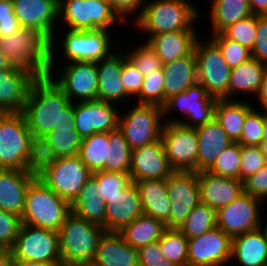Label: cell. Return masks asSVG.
I'll list each match as a JSON object with an SVG mask.
<instances>
[{"label": "cell", "instance_id": "9", "mask_svg": "<svg viewBox=\"0 0 267 266\" xmlns=\"http://www.w3.org/2000/svg\"><path fill=\"white\" fill-rule=\"evenodd\" d=\"M125 107L120 109L118 129L132 150L161 138L165 124L161 106L131 102V106Z\"/></svg>", "mask_w": 267, "mask_h": 266}, {"label": "cell", "instance_id": "56", "mask_svg": "<svg viewBox=\"0 0 267 266\" xmlns=\"http://www.w3.org/2000/svg\"><path fill=\"white\" fill-rule=\"evenodd\" d=\"M113 11L125 23L132 24L141 14L144 0H108ZM130 16V17H129ZM133 19H130L132 18ZM132 20V21H131Z\"/></svg>", "mask_w": 267, "mask_h": 266}, {"label": "cell", "instance_id": "30", "mask_svg": "<svg viewBox=\"0 0 267 266\" xmlns=\"http://www.w3.org/2000/svg\"><path fill=\"white\" fill-rule=\"evenodd\" d=\"M91 266H139L138 251L118 232H105L100 238Z\"/></svg>", "mask_w": 267, "mask_h": 266}, {"label": "cell", "instance_id": "51", "mask_svg": "<svg viewBox=\"0 0 267 266\" xmlns=\"http://www.w3.org/2000/svg\"><path fill=\"white\" fill-rule=\"evenodd\" d=\"M266 163L267 159L259 146H241L240 180L243 182Z\"/></svg>", "mask_w": 267, "mask_h": 266}, {"label": "cell", "instance_id": "3", "mask_svg": "<svg viewBox=\"0 0 267 266\" xmlns=\"http://www.w3.org/2000/svg\"><path fill=\"white\" fill-rule=\"evenodd\" d=\"M200 8L189 0H144L140 16L132 22L146 34L145 42L156 34L195 29L202 20Z\"/></svg>", "mask_w": 267, "mask_h": 266}, {"label": "cell", "instance_id": "11", "mask_svg": "<svg viewBox=\"0 0 267 266\" xmlns=\"http://www.w3.org/2000/svg\"><path fill=\"white\" fill-rule=\"evenodd\" d=\"M32 137L23 112H0V169L25 170Z\"/></svg>", "mask_w": 267, "mask_h": 266}, {"label": "cell", "instance_id": "13", "mask_svg": "<svg viewBox=\"0 0 267 266\" xmlns=\"http://www.w3.org/2000/svg\"><path fill=\"white\" fill-rule=\"evenodd\" d=\"M13 259L62 266L57 231L21 224L12 246Z\"/></svg>", "mask_w": 267, "mask_h": 266}, {"label": "cell", "instance_id": "65", "mask_svg": "<svg viewBox=\"0 0 267 266\" xmlns=\"http://www.w3.org/2000/svg\"><path fill=\"white\" fill-rule=\"evenodd\" d=\"M263 139H267V113L264 112V132Z\"/></svg>", "mask_w": 267, "mask_h": 266}, {"label": "cell", "instance_id": "28", "mask_svg": "<svg viewBox=\"0 0 267 266\" xmlns=\"http://www.w3.org/2000/svg\"><path fill=\"white\" fill-rule=\"evenodd\" d=\"M34 178L25 170L0 169V209L21 217L26 192Z\"/></svg>", "mask_w": 267, "mask_h": 266}, {"label": "cell", "instance_id": "39", "mask_svg": "<svg viewBox=\"0 0 267 266\" xmlns=\"http://www.w3.org/2000/svg\"><path fill=\"white\" fill-rule=\"evenodd\" d=\"M57 159L52 145L45 136H33L30 141L29 156L25 164V171L38 178L48 168L52 167Z\"/></svg>", "mask_w": 267, "mask_h": 266}, {"label": "cell", "instance_id": "35", "mask_svg": "<svg viewBox=\"0 0 267 266\" xmlns=\"http://www.w3.org/2000/svg\"><path fill=\"white\" fill-rule=\"evenodd\" d=\"M209 35L221 33L228 26L252 15L248 0H211Z\"/></svg>", "mask_w": 267, "mask_h": 266}, {"label": "cell", "instance_id": "40", "mask_svg": "<svg viewBox=\"0 0 267 266\" xmlns=\"http://www.w3.org/2000/svg\"><path fill=\"white\" fill-rule=\"evenodd\" d=\"M132 149L123 133L117 129L109 132L105 171L129 173Z\"/></svg>", "mask_w": 267, "mask_h": 266}, {"label": "cell", "instance_id": "49", "mask_svg": "<svg viewBox=\"0 0 267 266\" xmlns=\"http://www.w3.org/2000/svg\"><path fill=\"white\" fill-rule=\"evenodd\" d=\"M209 38L219 47L224 60L230 68L237 67L252 58L251 50L233 40L227 39L222 33L210 35Z\"/></svg>", "mask_w": 267, "mask_h": 266}, {"label": "cell", "instance_id": "20", "mask_svg": "<svg viewBox=\"0 0 267 266\" xmlns=\"http://www.w3.org/2000/svg\"><path fill=\"white\" fill-rule=\"evenodd\" d=\"M21 28L39 32L49 43L58 28L59 0H12Z\"/></svg>", "mask_w": 267, "mask_h": 266}, {"label": "cell", "instance_id": "41", "mask_svg": "<svg viewBox=\"0 0 267 266\" xmlns=\"http://www.w3.org/2000/svg\"><path fill=\"white\" fill-rule=\"evenodd\" d=\"M217 227L216 210L200 203L178 228L188 239L198 237Z\"/></svg>", "mask_w": 267, "mask_h": 266}, {"label": "cell", "instance_id": "44", "mask_svg": "<svg viewBox=\"0 0 267 266\" xmlns=\"http://www.w3.org/2000/svg\"><path fill=\"white\" fill-rule=\"evenodd\" d=\"M92 178L97 183V197L106 204L120 194L132 181L129 173L96 171Z\"/></svg>", "mask_w": 267, "mask_h": 266}, {"label": "cell", "instance_id": "38", "mask_svg": "<svg viewBox=\"0 0 267 266\" xmlns=\"http://www.w3.org/2000/svg\"><path fill=\"white\" fill-rule=\"evenodd\" d=\"M109 132H95L82 140L78 156L93 173L105 171Z\"/></svg>", "mask_w": 267, "mask_h": 266}, {"label": "cell", "instance_id": "12", "mask_svg": "<svg viewBox=\"0 0 267 266\" xmlns=\"http://www.w3.org/2000/svg\"><path fill=\"white\" fill-rule=\"evenodd\" d=\"M202 39L199 37L194 47L198 82L209 96L217 100L228 99L231 68L224 60L219 47L208 37Z\"/></svg>", "mask_w": 267, "mask_h": 266}, {"label": "cell", "instance_id": "18", "mask_svg": "<svg viewBox=\"0 0 267 266\" xmlns=\"http://www.w3.org/2000/svg\"><path fill=\"white\" fill-rule=\"evenodd\" d=\"M232 238L219 227L188 239V266H229Z\"/></svg>", "mask_w": 267, "mask_h": 266}, {"label": "cell", "instance_id": "52", "mask_svg": "<svg viewBox=\"0 0 267 266\" xmlns=\"http://www.w3.org/2000/svg\"><path fill=\"white\" fill-rule=\"evenodd\" d=\"M121 81L125 91L134 99L141 91L144 75L134 66L126 57L125 51L122 49V71Z\"/></svg>", "mask_w": 267, "mask_h": 266}, {"label": "cell", "instance_id": "53", "mask_svg": "<svg viewBox=\"0 0 267 266\" xmlns=\"http://www.w3.org/2000/svg\"><path fill=\"white\" fill-rule=\"evenodd\" d=\"M21 224V217L0 209V247L12 248Z\"/></svg>", "mask_w": 267, "mask_h": 266}, {"label": "cell", "instance_id": "15", "mask_svg": "<svg viewBox=\"0 0 267 266\" xmlns=\"http://www.w3.org/2000/svg\"><path fill=\"white\" fill-rule=\"evenodd\" d=\"M161 140L169 165L174 171L198 173V136L195 128L165 123Z\"/></svg>", "mask_w": 267, "mask_h": 266}, {"label": "cell", "instance_id": "27", "mask_svg": "<svg viewBox=\"0 0 267 266\" xmlns=\"http://www.w3.org/2000/svg\"><path fill=\"white\" fill-rule=\"evenodd\" d=\"M197 30H181L175 32L156 34L146 42L161 59L162 63L172 62L176 59L191 55L197 39L201 36Z\"/></svg>", "mask_w": 267, "mask_h": 266}, {"label": "cell", "instance_id": "24", "mask_svg": "<svg viewBox=\"0 0 267 266\" xmlns=\"http://www.w3.org/2000/svg\"><path fill=\"white\" fill-rule=\"evenodd\" d=\"M201 203L218 210L232 203L244 193L243 182L232 177H224L202 171L198 173Z\"/></svg>", "mask_w": 267, "mask_h": 266}, {"label": "cell", "instance_id": "14", "mask_svg": "<svg viewBox=\"0 0 267 266\" xmlns=\"http://www.w3.org/2000/svg\"><path fill=\"white\" fill-rule=\"evenodd\" d=\"M263 201L243 193L232 203L216 211L217 227L231 238L263 226ZM264 210V211H262ZM262 214V215H261Z\"/></svg>", "mask_w": 267, "mask_h": 266}, {"label": "cell", "instance_id": "25", "mask_svg": "<svg viewBox=\"0 0 267 266\" xmlns=\"http://www.w3.org/2000/svg\"><path fill=\"white\" fill-rule=\"evenodd\" d=\"M233 261L237 266H267V230L264 226L232 238L229 266H233Z\"/></svg>", "mask_w": 267, "mask_h": 266}, {"label": "cell", "instance_id": "34", "mask_svg": "<svg viewBox=\"0 0 267 266\" xmlns=\"http://www.w3.org/2000/svg\"><path fill=\"white\" fill-rule=\"evenodd\" d=\"M253 108L254 105L250 98L247 100L219 99L215 103L214 119L221 125L230 139L237 142L240 139L247 114Z\"/></svg>", "mask_w": 267, "mask_h": 266}, {"label": "cell", "instance_id": "2", "mask_svg": "<svg viewBox=\"0 0 267 266\" xmlns=\"http://www.w3.org/2000/svg\"><path fill=\"white\" fill-rule=\"evenodd\" d=\"M63 31L64 30H61L60 27L57 28L56 33L50 42L49 64H61L66 62L97 63L102 59L107 58L119 46V42L116 40L114 41L117 45L112 42V37L116 34L112 33L113 30L97 29L83 31L66 29L64 32ZM60 38L61 41H59ZM58 53H60V55Z\"/></svg>", "mask_w": 267, "mask_h": 266}, {"label": "cell", "instance_id": "8", "mask_svg": "<svg viewBox=\"0 0 267 266\" xmlns=\"http://www.w3.org/2000/svg\"><path fill=\"white\" fill-rule=\"evenodd\" d=\"M216 101L217 99L209 96L205 88L197 82L185 92L173 95L166 100L162 106L164 123H178L190 128L202 126L214 118ZM177 112L178 116L175 115Z\"/></svg>", "mask_w": 267, "mask_h": 266}, {"label": "cell", "instance_id": "22", "mask_svg": "<svg viewBox=\"0 0 267 266\" xmlns=\"http://www.w3.org/2000/svg\"><path fill=\"white\" fill-rule=\"evenodd\" d=\"M98 70V100L116 105L126 104L133 98L125 91L122 79V48L96 63ZM119 102V103H118ZM122 103V104H121Z\"/></svg>", "mask_w": 267, "mask_h": 266}, {"label": "cell", "instance_id": "5", "mask_svg": "<svg viewBox=\"0 0 267 266\" xmlns=\"http://www.w3.org/2000/svg\"><path fill=\"white\" fill-rule=\"evenodd\" d=\"M50 43L36 30L20 28L11 36H0V52L13 66L37 78L49 75Z\"/></svg>", "mask_w": 267, "mask_h": 266}, {"label": "cell", "instance_id": "29", "mask_svg": "<svg viewBox=\"0 0 267 266\" xmlns=\"http://www.w3.org/2000/svg\"><path fill=\"white\" fill-rule=\"evenodd\" d=\"M198 136V173L208 171L218 156L233 143L221 125L213 118L195 128Z\"/></svg>", "mask_w": 267, "mask_h": 266}, {"label": "cell", "instance_id": "62", "mask_svg": "<svg viewBox=\"0 0 267 266\" xmlns=\"http://www.w3.org/2000/svg\"><path fill=\"white\" fill-rule=\"evenodd\" d=\"M11 266H57V265H48L37 261H24V260L12 259Z\"/></svg>", "mask_w": 267, "mask_h": 266}, {"label": "cell", "instance_id": "61", "mask_svg": "<svg viewBox=\"0 0 267 266\" xmlns=\"http://www.w3.org/2000/svg\"><path fill=\"white\" fill-rule=\"evenodd\" d=\"M12 259L11 250L0 247V266H11Z\"/></svg>", "mask_w": 267, "mask_h": 266}, {"label": "cell", "instance_id": "32", "mask_svg": "<svg viewBox=\"0 0 267 266\" xmlns=\"http://www.w3.org/2000/svg\"><path fill=\"white\" fill-rule=\"evenodd\" d=\"M266 68L267 65L254 58H250L239 66L231 68L228 100H243L242 95L245 97L244 100L250 95V98H253L252 96L255 97L260 89Z\"/></svg>", "mask_w": 267, "mask_h": 266}, {"label": "cell", "instance_id": "10", "mask_svg": "<svg viewBox=\"0 0 267 266\" xmlns=\"http://www.w3.org/2000/svg\"><path fill=\"white\" fill-rule=\"evenodd\" d=\"M48 76L73 103L98 100L96 63L66 62L49 64Z\"/></svg>", "mask_w": 267, "mask_h": 266}, {"label": "cell", "instance_id": "26", "mask_svg": "<svg viewBox=\"0 0 267 266\" xmlns=\"http://www.w3.org/2000/svg\"><path fill=\"white\" fill-rule=\"evenodd\" d=\"M142 214L137 186L135 182H131L106 204V232H119Z\"/></svg>", "mask_w": 267, "mask_h": 266}, {"label": "cell", "instance_id": "37", "mask_svg": "<svg viewBox=\"0 0 267 266\" xmlns=\"http://www.w3.org/2000/svg\"><path fill=\"white\" fill-rule=\"evenodd\" d=\"M166 229L165 224L151 216L140 215L118 233L133 248H140L158 241Z\"/></svg>", "mask_w": 267, "mask_h": 266}, {"label": "cell", "instance_id": "7", "mask_svg": "<svg viewBox=\"0 0 267 266\" xmlns=\"http://www.w3.org/2000/svg\"><path fill=\"white\" fill-rule=\"evenodd\" d=\"M58 21L63 29L83 31L117 30L114 26L119 23L125 26L108 0H59Z\"/></svg>", "mask_w": 267, "mask_h": 266}, {"label": "cell", "instance_id": "33", "mask_svg": "<svg viewBox=\"0 0 267 266\" xmlns=\"http://www.w3.org/2000/svg\"><path fill=\"white\" fill-rule=\"evenodd\" d=\"M164 104L173 95L185 92L198 82L197 62L194 52L191 55L163 64Z\"/></svg>", "mask_w": 267, "mask_h": 266}, {"label": "cell", "instance_id": "57", "mask_svg": "<svg viewBox=\"0 0 267 266\" xmlns=\"http://www.w3.org/2000/svg\"><path fill=\"white\" fill-rule=\"evenodd\" d=\"M20 28L14 14L12 0L0 1V36H11Z\"/></svg>", "mask_w": 267, "mask_h": 266}, {"label": "cell", "instance_id": "6", "mask_svg": "<svg viewBox=\"0 0 267 266\" xmlns=\"http://www.w3.org/2000/svg\"><path fill=\"white\" fill-rule=\"evenodd\" d=\"M71 213V204L34 178L26 192L21 223L59 231Z\"/></svg>", "mask_w": 267, "mask_h": 266}, {"label": "cell", "instance_id": "45", "mask_svg": "<svg viewBox=\"0 0 267 266\" xmlns=\"http://www.w3.org/2000/svg\"><path fill=\"white\" fill-rule=\"evenodd\" d=\"M122 49L125 51L126 57L144 76L149 75V73L153 71L162 69L163 63L161 59L147 42L144 41L141 43L139 41L138 45H134L132 50L131 48H127L126 50L125 48Z\"/></svg>", "mask_w": 267, "mask_h": 266}, {"label": "cell", "instance_id": "47", "mask_svg": "<svg viewBox=\"0 0 267 266\" xmlns=\"http://www.w3.org/2000/svg\"><path fill=\"white\" fill-rule=\"evenodd\" d=\"M259 15H250L225 28L221 33L249 50H252L257 33Z\"/></svg>", "mask_w": 267, "mask_h": 266}, {"label": "cell", "instance_id": "1", "mask_svg": "<svg viewBox=\"0 0 267 266\" xmlns=\"http://www.w3.org/2000/svg\"><path fill=\"white\" fill-rule=\"evenodd\" d=\"M23 114L33 136H45L54 128L74 126L75 122L74 103L49 76L32 83Z\"/></svg>", "mask_w": 267, "mask_h": 266}, {"label": "cell", "instance_id": "59", "mask_svg": "<svg viewBox=\"0 0 267 266\" xmlns=\"http://www.w3.org/2000/svg\"><path fill=\"white\" fill-rule=\"evenodd\" d=\"M255 98H256V100H255ZM253 99L255 101V104L253 103L254 107L267 113V68L264 71L260 89ZM257 104H258V106L259 105L260 106L259 107L255 106Z\"/></svg>", "mask_w": 267, "mask_h": 266}, {"label": "cell", "instance_id": "54", "mask_svg": "<svg viewBox=\"0 0 267 266\" xmlns=\"http://www.w3.org/2000/svg\"><path fill=\"white\" fill-rule=\"evenodd\" d=\"M244 193L258 198L264 202L267 209V163L255 174L243 181Z\"/></svg>", "mask_w": 267, "mask_h": 266}, {"label": "cell", "instance_id": "50", "mask_svg": "<svg viewBox=\"0 0 267 266\" xmlns=\"http://www.w3.org/2000/svg\"><path fill=\"white\" fill-rule=\"evenodd\" d=\"M264 112L253 108L244 121V126L237 141L241 146H259L263 139Z\"/></svg>", "mask_w": 267, "mask_h": 266}, {"label": "cell", "instance_id": "16", "mask_svg": "<svg viewBox=\"0 0 267 266\" xmlns=\"http://www.w3.org/2000/svg\"><path fill=\"white\" fill-rule=\"evenodd\" d=\"M91 177L92 172L76 155L57 159L55 164L38 178L71 204Z\"/></svg>", "mask_w": 267, "mask_h": 266}, {"label": "cell", "instance_id": "46", "mask_svg": "<svg viewBox=\"0 0 267 266\" xmlns=\"http://www.w3.org/2000/svg\"><path fill=\"white\" fill-rule=\"evenodd\" d=\"M241 145L233 142L217 158L208 170L213 174L240 180Z\"/></svg>", "mask_w": 267, "mask_h": 266}, {"label": "cell", "instance_id": "43", "mask_svg": "<svg viewBox=\"0 0 267 266\" xmlns=\"http://www.w3.org/2000/svg\"><path fill=\"white\" fill-rule=\"evenodd\" d=\"M45 138L52 145L58 159L78 155L83 140L75 126L54 128Z\"/></svg>", "mask_w": 267, "mask_h": 266}, {"label": "cell", "instance_id": "64", "mask_svg": "<svg viewBox=\"0 0 267 266\" xmlns=\"http://www.w3.org/2000/svg\"><path fill=\"white\" fill-rule=\"evenodd\" d=\"M259 147L261 149V152L265 155L267 159V139H262Z\"/></svg>", "mask_w": 267, "mask_h": 266}, {"label": "cell", "instance_id": "19", "mask_svg": "<svg viewBox=\"0 0 267 266\" xmlns=\"http://www.w3.org/2000/svg\"><path fill=\"white\" fill-rule=\"evenodd\" d=\"M119 105L95 100L74 102L75 129L83 138L95 132H112L118 129Z\"/></svg>", "mask_w": 267, "mask_h": 266}, {"label": "cell", "instance_id": "4", "mask_svg": "<svg viewBox=\"0 0 267 266\" xmlns=\"http://www.w3.org/2000/svg\"><path fill=\"white\" fill-rule=\"evenodd\" d=\"M105 232L103 226L71 212L58 231L62 266L90 265Z\"/></svg>", "mask_w": 267, "mask_h": 266}, {"label": "cell", "instance_id": "36", "mask_svg": "<svg viewBox=\"0 0 267 266\" xmlns=\"http://www.w3.org/2000/svg\"><path fill=\"white\" fill-rule=\"evenodd\" d=\"M71 212L106 230V203L97 197V183L91 177L71 203Z\"/></svg>", "mask_w": 267, "mask_h": 266}, {"label": "cell", "instance_id": "42", "mask_svg": "<svg viewBox=\"0 0 267 266\" xmlns=\"http://www.w3.org/2000/svg\"><path fill=\"white\" fill-rule=\"evenodd\" d=\"M160 251L176 266H188V238L177 228H166L158 239Z\"/></svg>", "mask_w": 267, "mask_h": 266}, {"label": "cell", "instance_id": "17", "mask_svg": "<svg viewBox=\"0 0 267 266\" xmlns=\"http://www.w3.org/2000/svg\"><path fill=\"white\" fill-rule=\"evenodd\" d=\"M170 200V228H179L192 209L201 203L198 173L174 171L167 179Z\"/></svg>", "mask_w": 267, "mask_h": 266}, {"label": "cell", "instance_id": "48", "mask_svg": "<svg viewBox=\"0 0 267 266\" xmlns=\"http://www.w3.org/2000/svg\"><path fill=\"white\" fill-rule=\"evenodd\" d=\"M136 103L164 105V75L159 69L144 76L140 93L133 99Z\"/></svg>", "mask_w": 267, "mask_h": 266}, {"label": "cell", "instance_id": "31", "mask_svg": "<svg viewBox=\"0 0 267 266\" xmlns=\"http://www.w3.org/2000/svg\"><path fill=\"white\" fill-rule=\"evenodd\" d=\"M143 214L162 221L170 228V200L166 179L135 181Z\"/></svg>", "mask_w": 267, "mask_h": 266}, {"label": "cell", "instance_id": "66", "mask_svg": "<svg viewBox=\"0 0 267 266\" xmlns=\"http://www.w3.org/2000/svg\"><path fill=\"white\" fill-rule=\"evenodd\" d=\"M265 219H264V222H263V226L265 227V229L267 230V217H266V213L264 214Z\"/></svg>", "mask_w": 267, "mask_h": 266}, {"label": "cell", "instance_id": "58", "mask_svg": "<svg viewBox=\"0 0 267 266\" xmlns=\"http://www.w3.org/2000/svg\"><path fill=\"white\" fill-rule=\"evenodd\" d=\"M251 56L267 65V16L258 18L257 33Z\"/></svg>", "mask_w": 267, "mask_h": 266}, {"label": "cell", "instance_id": "67", "mask_svg": "<svg viewBox=\"0 0 267 266\" xmlns=\"http://www.w3.org/2000/svg\"><path fill=\"white\" fill-rule=\"evenodd\" d=\"M73 266H91V265H73Z\"/></svg>", "mask_w": 267, "mask_h": 266}, {"label": "cell", "instance_id": "21", "mask_svg": "<svg viewBox=\"0 0 267 266\" xmlns=\"http://www.w3.org/2000/svg\"><path fill=\"white\" fill-rule=\"evenodd\" d=\"M174 170L169 165L161 138L132 150L131 181L167 179Z\"/></svg>", "mask_w": 267, "mask_h": 266}, {"label": "cell", "instance_id": "55", "mask_svg": "<svg viewBox=\"0 0 267 266\" xmlns=\"http://www.w3.org/2000/svg\"><path fill=\"white\" fill-rule=\"evenodd\" d=\"M139 266H176L164 257L158 241L137 249Z\"/></svg>", "mask_w": 267, "mask_h": 266}, {"label": "cell", "instance_id": "23", "mask_svg": "<svg viewBox=\"0 0 267 266\" xmlns=\"http://www.w3.org/2000/svg\"><path fill=\"white\" fill-rule=\"evenodd\" d=\"M37 77L19 67L0 70V112H23L32 83Z\"/></svg>", "mask_w": 267, "mask_h": 266}, {"label": "cell", "instance_id": "63", "mask_svg": "<svg viewBox=\"0 0 267 266\" xmlns=\"http://www.w3.org/2000/svg\"><path fill=\"white\" fill-rule=\"evenodd\" d=\"M13 67L10 60L0 52V70L12 69Z\"/></svg>", "mask_w": 267, "mask_h": 266}, {"label": "cell", "instance_id": "60", "mask_svg": "<svg viewBox=\"0 0 267 266\" xmlns=\"http://www.w3.org/2000/svg\"><path fill=\"white\" fill-rule=\"evenodd\" d=\"M253 15L267 16V0H248Z\"/></svg>", "mask_w": 267, "mask_h": 266}]
</instances>
